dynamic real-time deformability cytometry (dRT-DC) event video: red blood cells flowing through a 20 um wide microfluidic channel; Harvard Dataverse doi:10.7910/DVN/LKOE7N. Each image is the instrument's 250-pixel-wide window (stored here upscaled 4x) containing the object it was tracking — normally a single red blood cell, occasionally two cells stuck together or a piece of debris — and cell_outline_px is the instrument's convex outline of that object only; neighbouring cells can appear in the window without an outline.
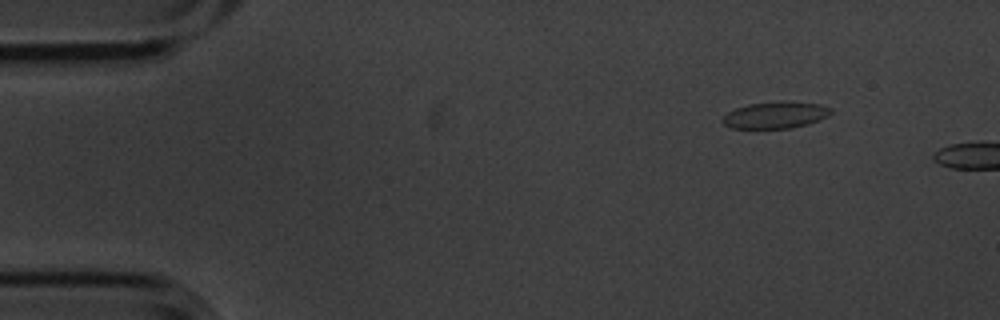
{"species": "common noctule bat (a hibernating species)", "species_latin": "Nyctalus noctula", "temperature_condition": "cold", "stored_images_in_passage": 3, "camera_frame_rate_fps": 3000, "um_per_image_px": 0.085, "animal": {"sex": "male", "body_mass_g": 20.1, "forearm_length_mm": 53.5}, "frame": {"image": 1, "passage_image": 1, "time_ms": 0.0, "image_size_px": [1000, 320], "cell_outline_px": [[832, 112], [828, 116], [820, 120], [808, 124], [792, 128], [732, 128], [724, 124], [720, 120], [728, 112], [736, 108], [748, 104], [820, 104], [832, 108]], "centroid_in_image_um": [65.9, 9.83], "position_along_channel_um": 19.1, "area_um2": 16.01}}